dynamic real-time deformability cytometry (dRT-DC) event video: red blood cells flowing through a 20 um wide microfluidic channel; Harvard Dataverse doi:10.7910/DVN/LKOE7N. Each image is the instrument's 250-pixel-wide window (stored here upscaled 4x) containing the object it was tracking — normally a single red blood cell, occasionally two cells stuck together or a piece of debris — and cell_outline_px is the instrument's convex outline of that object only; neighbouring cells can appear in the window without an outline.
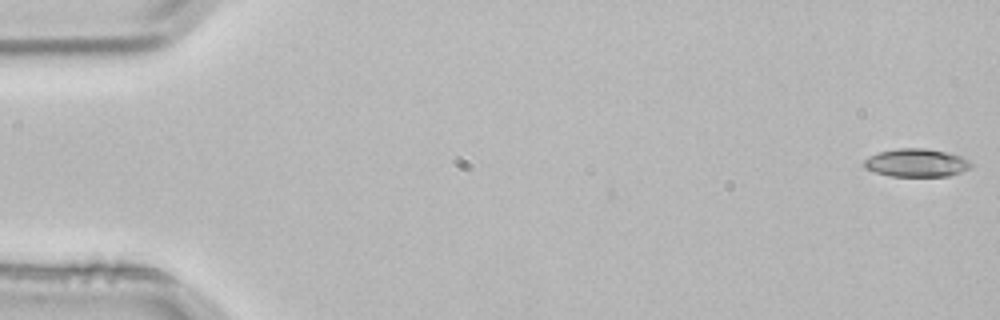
{"species": "common noctule bat (a hibernating species)", "species_latin": "Nyctalus noctula", "temperature_condition": "room temperature", "stored_images_in_passage": 6, "camera_frame_rate_fps": 3000, "um_per_image_px": 0.085, "animal": {"sex": "male", "body_mass_g": 21.5, "forearm_length_mm": 52.0}, "frame": {"image": 1, "passage_image": 1, "time_ms": 0.0, "image_size_px": [1000, 320], "cell_outline_px": [[972, 168], [948, 176], [892, 176], [876, 172], [864, 168], [864, 160], [868, 156], [880, 152], [896, 148], [924, 148], [944, 152], [960, 156], [968, 160], [972, 164]], "centroid_in_image_um": [77.88, 13.84], "position_along_channel_um": 7.1, "area_um2": 17.4}}